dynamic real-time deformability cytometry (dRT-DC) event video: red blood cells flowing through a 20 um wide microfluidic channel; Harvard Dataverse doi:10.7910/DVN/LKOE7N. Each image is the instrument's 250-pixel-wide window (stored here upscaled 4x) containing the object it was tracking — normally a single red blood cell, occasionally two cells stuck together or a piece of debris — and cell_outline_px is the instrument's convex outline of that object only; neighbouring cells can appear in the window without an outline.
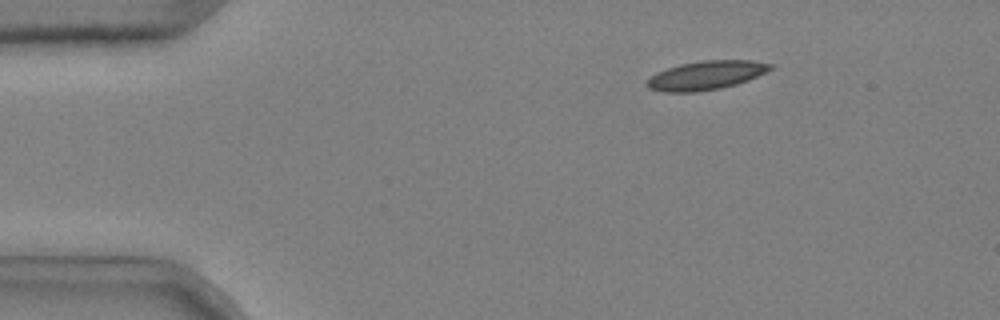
{"species": "common noctule bat (a hibernating species)", "species_latin": "Nyctalus noctula", "temperature_condition": "cold", "stored_images_in_passage": 5, "camera_frame_rate_fps": 3000, "um_per_image_px": 0.085, "animal": {"sex": "male", "body_mass_g": 20.4}, "frame": {"image": 1, "passage_image": 1, "time_ms": 0.0, "image_size_px": [1000, 320], "cell_outline_px": [[776, 64], [772, 68], [748, 80], [736, 84], [720, 88], [696, 92], [664, 92], [648, 88], [644, 84], [652, 76], [668, 68], [680, 64], [704, 60], [752, 60]], "centroid_in_image_um": [60.03, 6.4], "position_along_channel_um": 25.0, "area_um2": 20.58}}
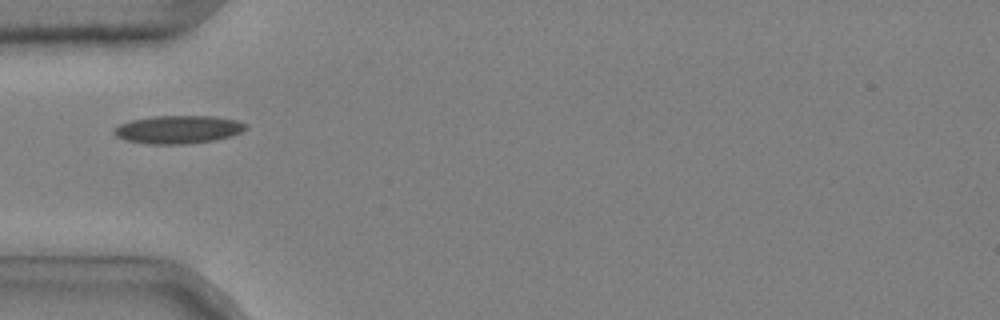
{"frame": {"image": 2, "passage_image": 3, "time_ms": 0.667, "image_size_px": [1000, 320], "cell_outline_px": [[248, 128], [232, 136], [216, 140], [188, 144], [148, 144], [124, 140], [116, 136], [112, 132], [112, 128], [120, 124], [132, 120], [152, 116], [212, 116], [236, 120], [248, 124]], "centroid_in_image_um": [15.14, 11.01], "position_along_channel_um": 69.9, "area_um2": 21.79}}
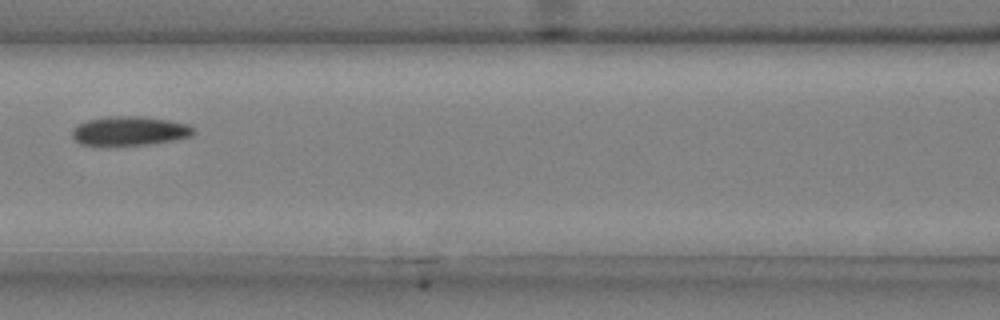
{"frame": {"image": 3, "passage_image": 5, "time_ms": 1.333, "image_size_px": [1000, 320], "cell_outline_px": [[196, 132], [192, 136], [172, 140], [148, 144], [80, 144], [72, 136], [72, 128], [76, 124], [88, 120], [112, 116], [140, 116], [168, 120], [188, 124], [196, 128]], "centroid_in_image_um": [11.05, 11.11], "position_along_channel_um": 155.6, "area_um2": 20.35}}